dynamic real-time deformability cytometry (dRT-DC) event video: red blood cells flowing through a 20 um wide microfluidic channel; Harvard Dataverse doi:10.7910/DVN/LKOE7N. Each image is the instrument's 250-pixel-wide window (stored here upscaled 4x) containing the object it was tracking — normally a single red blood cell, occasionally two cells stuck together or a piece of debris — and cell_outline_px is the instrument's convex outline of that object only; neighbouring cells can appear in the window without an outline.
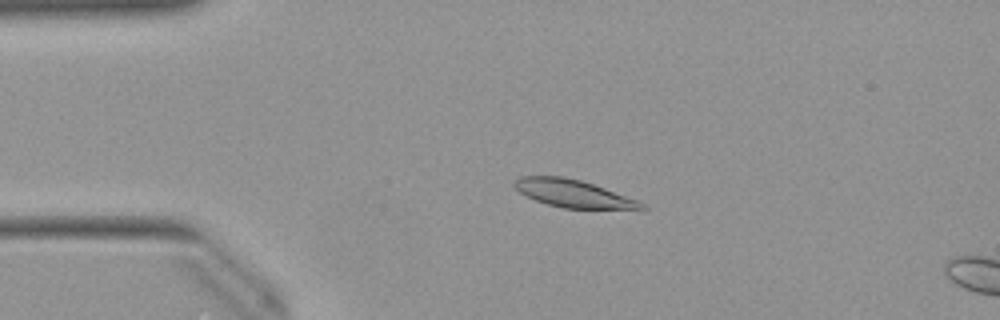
{"species": "Egyptian fruit bat (a non-hibernating species)", "species_latin": "Rousettus aegyptiacus", "temperature_condition": "warm", "stored_images_in_passage": 15, "camera_frame_rate_fps": 3000, "um_per_image_px": 0.085, "animal": {"sex": "female"}, "frame": {"image": 1, "passage_image": 11, "time_ms": 3.333, "image_size_px": [1000, 320], "cell_outline_px": [[648, 208], [640, 212], [564, 208], [548, 204], [536, 200], [520, 192], [512, 184], [512, 180], [520, 176], [564, 176], [580, 180], [640, 200]], "centroid_in_image_um": [48.9, 16.5], "position_along_channel_um": 36.1, "area_um2": 21.33}}